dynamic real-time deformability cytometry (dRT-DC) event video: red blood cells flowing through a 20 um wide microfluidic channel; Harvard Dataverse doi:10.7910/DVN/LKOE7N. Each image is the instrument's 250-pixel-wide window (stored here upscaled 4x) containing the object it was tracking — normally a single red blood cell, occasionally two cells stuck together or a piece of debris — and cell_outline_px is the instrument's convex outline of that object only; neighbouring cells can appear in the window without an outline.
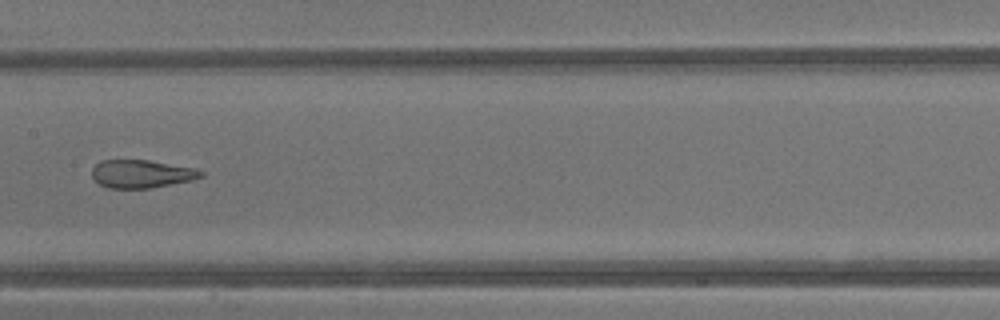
{"species": "common noctule bat (a hibernating species)", "species_latin": "Nyctalus noctula", "temperature_condition": "warm", "stored_images_in_passage": 31, "camera_frame_rate_fps": 3000, "um_per_image_px": 0.085, "animal": {"sex": "male", "body_mass_g": 13.3}, "frame": {"image": 1, "passage_image": 22, "time_ms": 7.0, "image_size_px": [1000, 320], "cell_outline_px": [[204, 176], [192, 180], [148, 188], [108, 188], [100, 184], [92, 176], [92, 168], [100, 160], [148, 160], [196, 168], [204, 172]], "centroid_in_image_um": [12.04, 14.77], "position_along_channel_um": 195.4, "area_um2": 17.74}}
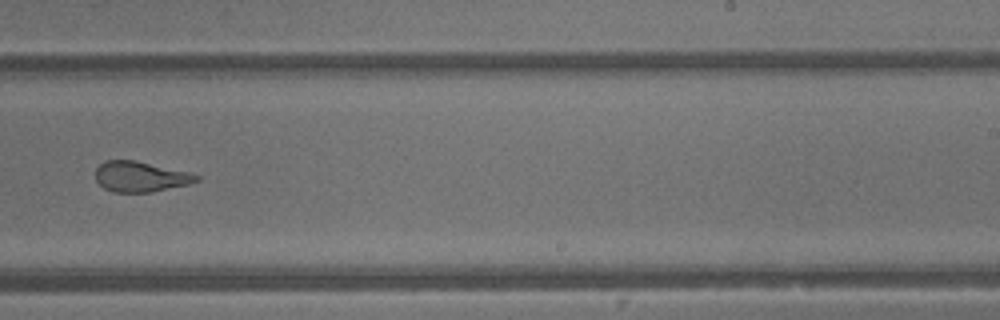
{"frame": {"image": 2, "passage_image": 27, "time_ms": 8.667, "image_size_px": [1000, 320], "cell_outline_px": [[200, 180], [188, 184], [152, 192], [112, 192], [104, 188], [96, 180], [96, 168], [104, 160], [136, 160], [192, 172], [200, 176]], "centroid_in_image_um": [11.96, 15.0], "position_along_channel_um": 277.0, "area_um2": 18.09}}